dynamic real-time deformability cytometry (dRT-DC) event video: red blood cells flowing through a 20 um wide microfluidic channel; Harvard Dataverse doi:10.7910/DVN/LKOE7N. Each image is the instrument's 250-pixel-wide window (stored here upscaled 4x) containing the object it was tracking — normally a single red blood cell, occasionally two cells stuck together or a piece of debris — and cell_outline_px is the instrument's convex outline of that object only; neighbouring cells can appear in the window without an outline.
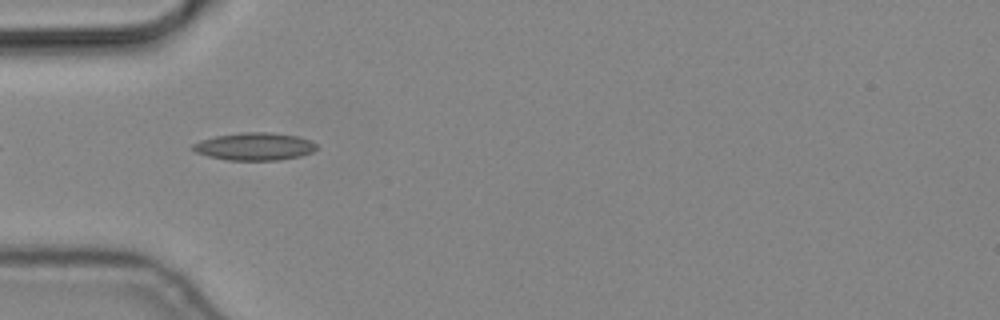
{"species": "common noctule bat (a hibernating species)", "species_latin": "Nyctalus noctula", "temperature_condition": "cold", "stored_images_in_passage": 2, "camera_frame_rate_fps": 3000, "um_per_image_px": 0.085, "animal": {"sex": "male", "body_mass_g": 19.2, "forearm_length_mm": 51.8}, "frame": {"image": 1, "passage_image": 1, "time_ms": 0.0, "image_size_px": [1000, 320], "cell_outline_px": [[316, 148], [312, 152], [300, 156], [276, 160], [224, 160], [208, 156], [196, 152], [192, 148], [192, 144], [200, 140], [216, 136], [240, 132], [272, 132], [296, 136], [312, 140], [316, 144]], "centroid_in_image_um": [21.63, 12.44], "position_along_channel_um": 63.4, "area_um2": 19.94}}
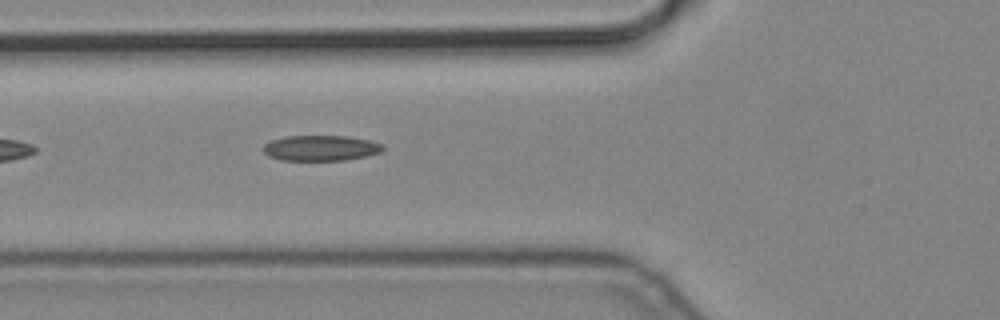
{"frame": {"image": 2, "passage_image": 2, "time_ms": 0.333, "image_size_px": [1000, 320], "cell_outline_px": [[384, 148], [380, 152], [364, 156], [344, 160], [280, 160], [268, 156], [260, 148], [264, 144], [272, 140], [284, 136], [348, 136], [368, 140], [384, 144]], "centroid_in_image_um": [27.22, 12.58], "position_along_channel_um": 98.6, "area_um2": 17.8}}